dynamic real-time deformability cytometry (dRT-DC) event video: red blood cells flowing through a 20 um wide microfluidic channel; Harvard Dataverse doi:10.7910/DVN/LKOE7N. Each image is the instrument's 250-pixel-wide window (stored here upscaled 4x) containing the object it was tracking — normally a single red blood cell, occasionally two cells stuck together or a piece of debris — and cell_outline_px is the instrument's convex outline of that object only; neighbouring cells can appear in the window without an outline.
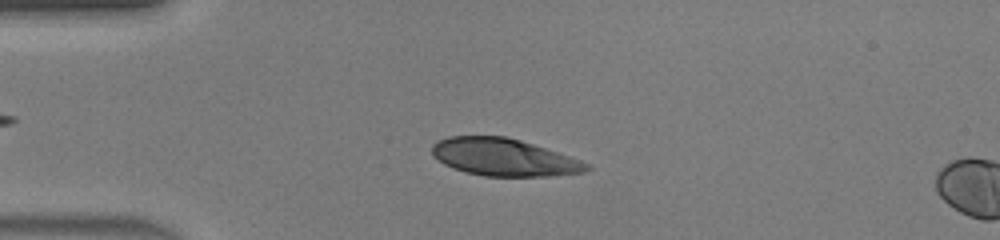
{"species": "human", "species_latin": "Homo sapiens", "temperature_condition": "warm", "stored_images_in_passage": 45, "camera_frame_rate_fps": 3000, "um_per_image_px": 0.085, "donor": {"sex": "male"}, "frame": {"image": 1, "passage_image": 11, "time_ms": 3.333, "image_size_px": [1000, 240], "cell_outline_px": [[592, 168], [584, 172], [548, 176], [484, 176], [464, 172], [452, 168], [444, 164], [432, 156], [432, 144], [436, 140], [448, 136], [504, 136], [520, 140], [592, 164]], "centroid_in_image_um": [42.78, 13.37], "position_along_channel_um": 42.2, "area_um2": 33.7}}
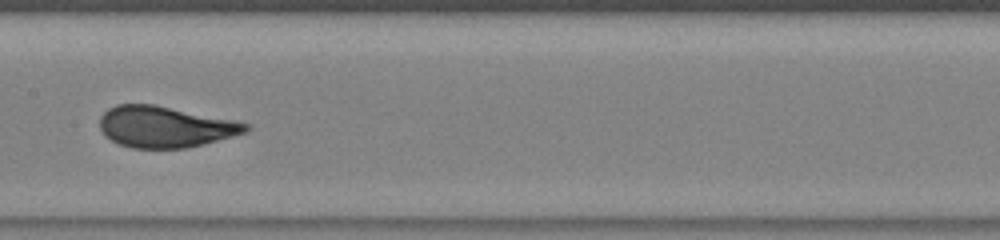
{"frame": {"image": 2, "passage_image": 23, "time_ms": 7.333, "image_size_px": [1000, 240], "cell_outline_px": [[252, 128], [248, 132], [204, 144], [188, 148], [132, 148], [120, 144], [104, 136], [100, 128], [100, 116], [108, 108], [116, 104], [156, 104], [236, 120], [252, 124]], "centroid_in_image_um": [14.08, 10.77], "position_along_channel_um": 193.3, "area_um2": 35.55}}
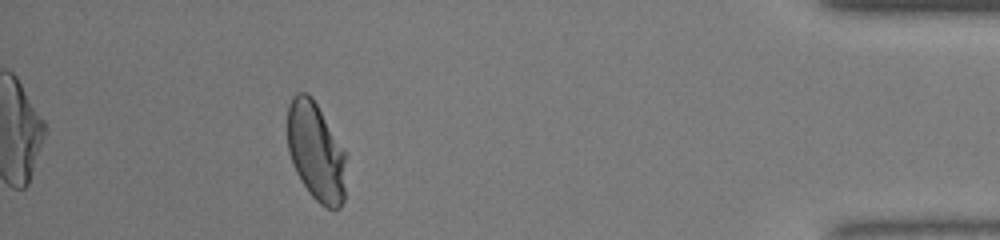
{"frame": {"image": 3, "passage_image": 41, "time_ms": 13.333, "image_size_px": [1000, 240], "cell_outline_px": [[344, 200], [340, 208], [324, 208], [308, 192], [300, 180], [296, 172], [288, 152], [288, 104], [292, 96], [296, 92], [308, 92], [312, 96], [344, 152]], "centroid_in_image_um": [26.81, 12.89], "position_along_channel_um": 408.4, "area_um2": 33.29}, "authors_computed_cell_mechanics": {"area_um2": 34.8534, "velocity_mm_per_s": 4.4698, "shape_relaxation_time_tau1_ms": 5.9131, "shape_relaxation_time_tau2_ms": null, "deformation_change_tau1": 0.2497, "deformation_change_tau2": null}}